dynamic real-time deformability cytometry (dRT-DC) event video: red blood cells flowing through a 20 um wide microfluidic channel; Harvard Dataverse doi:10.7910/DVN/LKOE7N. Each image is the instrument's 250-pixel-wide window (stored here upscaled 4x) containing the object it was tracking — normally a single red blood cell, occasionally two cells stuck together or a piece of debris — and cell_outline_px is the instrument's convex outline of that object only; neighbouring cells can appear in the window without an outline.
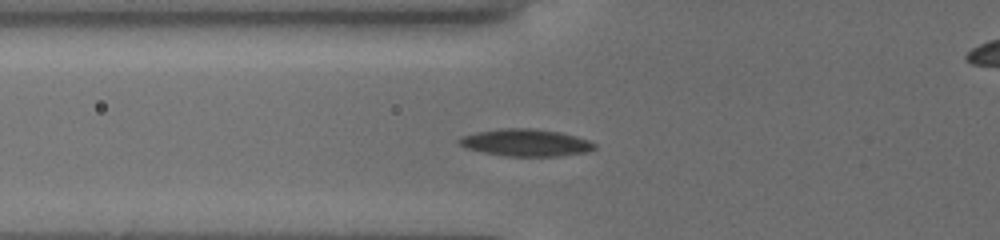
{"species": "common noctule bat (a hibernating species)", "species_latin": "Nyctalus noctula", "temperature_condition": "cold", "stored_images_in_passage": 23, "camera_frame_rate_fps": 3000, "um_per_image_px": 0.085, "animal": {"sex": "female", "body_mass_g": 19.5, "forearm_length_mm": 54.1}, "frame": {"image": 1, "passage_image": 4, "time_ms": 1.0, "image_size_px": [1000, 240], "cell_outline_px": [[596, 148], [588, 152], [560, 156], [504, 156], [484, 152], [468, 148], [460, 144], [456, 140], [460, 136], [476, 132], [504, 128], [532, 128], [560, 132], [576, 136], [588, 140], [596, 144]], "centroid_in_image_um": [44.71, 12.12], "position_along_channel_um": 81.1, "area_um2": 21.44}}
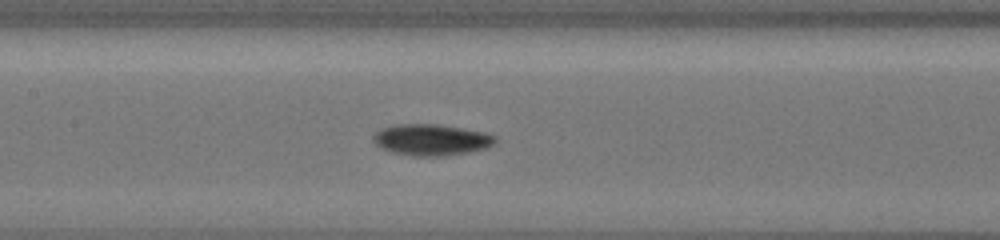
{"frame": {"image": 2, "passage_image": 11, "time_ms": 3.333, "image_size_px": [1000, 240], "cell_outline_px": [[496, 144], [488, 148], [468, 152], [444, 156], [412, 156], [392, 152], [376, 144], [372, 140], [372, 136], [380, 128], [396, 124], [436, 124], [484, 132], [496, 136]], "centroid_in_image_um": [36.67, 11.88], "position_along_channel_um": 170.7, "area_um2": 22.31}}
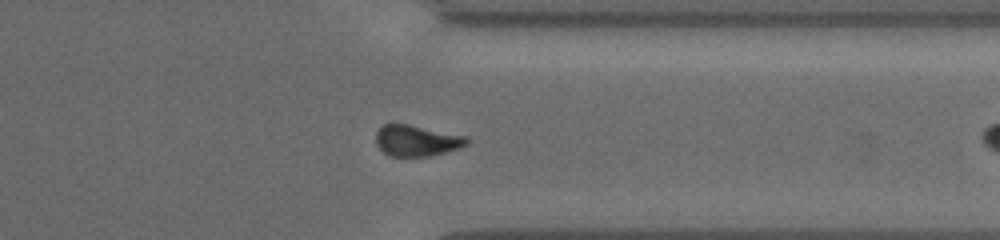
{"frame": {"image": 3, "passage_image": 22, "time_ms": 7.333, "image_size_px": [1000, 240], "cell_outline_px": [[468, 144], [444, 152], [428, 156], [388, 156], [376, 144], [376, 132], [384, 124], [392, 120], [468, 136]], "centroid_in_image_um": [35.37, 11.9], "position_along_channel_um": 376.0, "area_um2": 16.82}}